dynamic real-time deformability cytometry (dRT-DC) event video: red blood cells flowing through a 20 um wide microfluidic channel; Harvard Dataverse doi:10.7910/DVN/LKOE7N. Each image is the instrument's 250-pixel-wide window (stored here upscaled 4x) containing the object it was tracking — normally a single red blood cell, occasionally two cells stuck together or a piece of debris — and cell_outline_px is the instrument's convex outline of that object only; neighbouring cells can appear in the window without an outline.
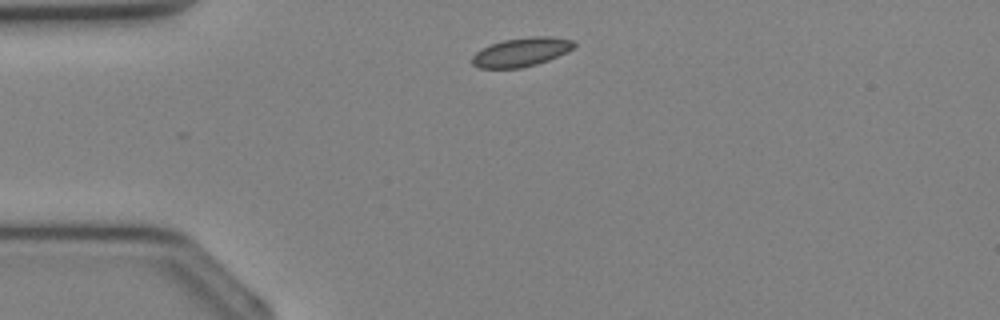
{"species": "Egyptian fruit bat (a non-hibernating species)", "species_latin": "Rousettus aegyptiacus", "temperature_condition": "cold", "stored_images_in_passage": 2, "camera_frame_rate_fps": 3000, "um_per_image_px": 0.085, "animal": {"sex": "female"}, "frame": {"image": 1, "passage_image": 2, "time_ms": 0.333, "image_size_px": [1000, 320], "cell_outline_px": [[576, 44], [572, 48], [548, 60], [536, 64], [520, 68], [480, 68], [472, 64], [472, 56], [476, 52], [492, 44], [504, 40], [528, 36], [552, 36], [572, 40]], "centroid_in_image_um": [44.29, 4.42], "position_along_channel_um": 40.7, "area_um2": 16.88}}